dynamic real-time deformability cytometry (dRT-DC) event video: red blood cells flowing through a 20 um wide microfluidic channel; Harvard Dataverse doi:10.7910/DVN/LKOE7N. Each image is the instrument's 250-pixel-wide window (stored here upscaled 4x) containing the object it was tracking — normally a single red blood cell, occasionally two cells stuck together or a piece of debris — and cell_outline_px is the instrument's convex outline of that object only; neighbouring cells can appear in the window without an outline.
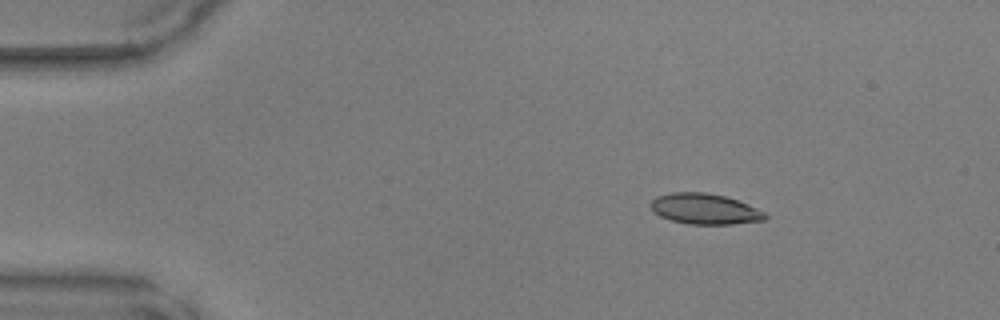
{"species": "common noctule bat (a hibernating species)", "species_latin": "Nyctalus noctula", "temperature_condition": "warm", "stored_images_in_passage": 41, "camera_frame_rate_fps": 3000, "um_per_image_px": 0.085, "animal": {"sex": "male", "body_mass_g": 17.9, "forearm_length_mm": 54.2}, "frame": {"image": 1, "passage_image": 1, "time_ms": 0.0, "image_size_px": [1000, 320], "cell_outline_px": [[768, 216], [764, 220], [732, 224], [688, 224], [672, 220], [660, 216], [648, 204], [656, 196], [672, 192], [704, 192], [724, 196], [748, 204], [764, 212]], "centroid_in_image_um": [59.89, 17.75], "position_along_channel_um": 25.1, "area_um2": 20.29}}
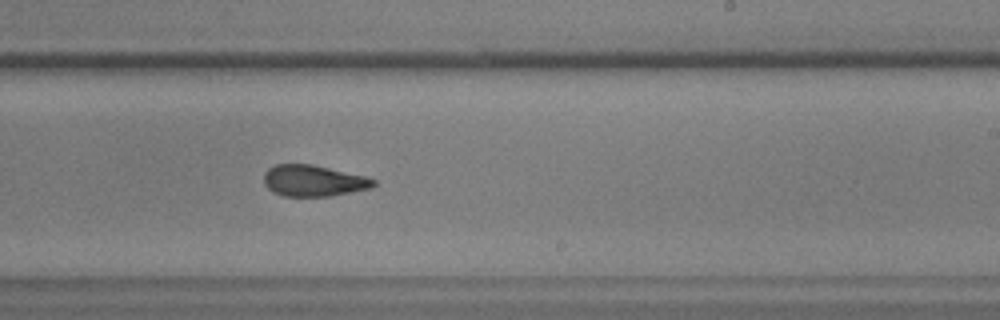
{"frame": {"image": 2, "passage_image": 23, "time_ms": 7.333, "image_size_px": [1000, 320], "cell_outline_px": [[376, 184], [372, 188], [332, 196], [284, 196], [272, 192], [264, 184], [264, 172], [268, 168], [276, 164], [312, 164], [364, 176], [376, 180]], "centroid_in_image_um": [26.63, 15.36], "position_along_channel_um": 262.4, "area_um2": 20.06}}
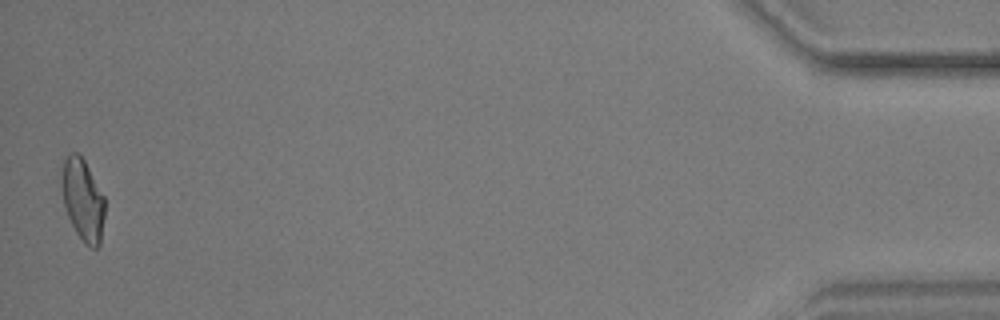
{"frame": {"image": 3, "passage_image": 41, "time_ms": 13.333, "image_size_px": [1000, 320], "cell_outline_px": [[104, 216], [100, 244], [96, 248], [92, 248], [84, 244], [76, 232], [68, 216], [64, 204], [60, 184], [60, 176], [64, 160], [68, 152], [76, 152], [84, 160], [104, 196]], "centroid_in_image_um": [7.01, 16.97], "position_along_channel_um": 428.2, "area_um2": 20.63}}